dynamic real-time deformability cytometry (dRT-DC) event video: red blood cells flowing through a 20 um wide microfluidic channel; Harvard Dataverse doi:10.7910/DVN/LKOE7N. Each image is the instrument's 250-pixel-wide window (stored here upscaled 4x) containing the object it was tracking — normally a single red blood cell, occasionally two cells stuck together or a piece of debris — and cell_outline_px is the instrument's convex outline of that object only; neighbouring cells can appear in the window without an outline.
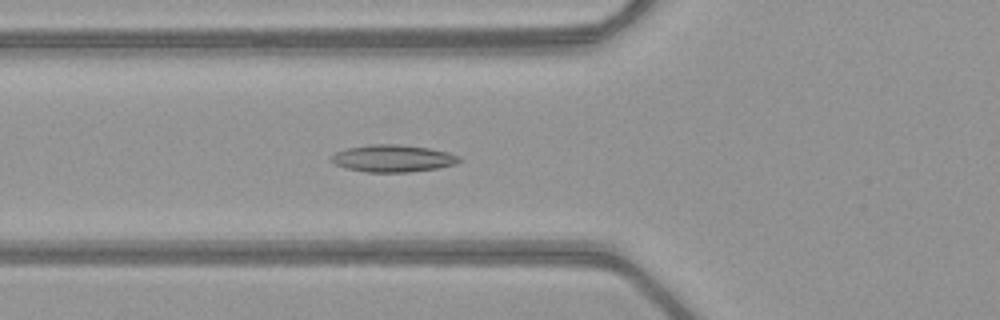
{"species": "common noctule bat (a hibernating species)", "species_latin": "Nyctalus noctula", "temperature_condition": "warm", "stored_images_in_passage": 51, "camera_frame_rate_fps": 3000, "um_per_image_px": 0.085, "animal": {"sex": "female", "body_mass_g": 21.9}, "frame": {"image": 1, "passage_image": 18, "time_ms": 5.667, "image_size_px": [1000, 320], "cell_outline_px": [[464, 160], [456, 164], [440, 168], [408, 172], [364, 172], [344, 168], [328, 160], [336, 152], [348, 148], [368, 144], [400, 144], [428, 148], [448, 152], [460, 156]], "centroid_in_image_um": [33.42, 13.47], "position_along_channel_um": 92.4, "area_um2": 20.52}}
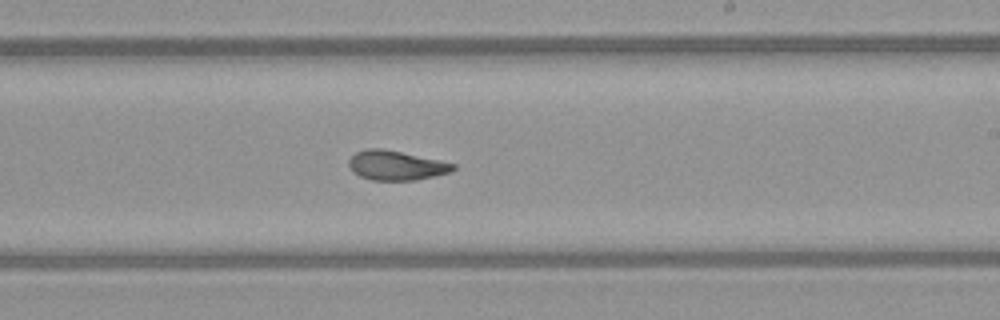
{"frame": {"image": 2, "passage_image": 30, "time_ms": 9.667, "image_size_px": [1000, 320], "cell_outline_px": [[456, 168], [452, 172], [416, 180], [372, 180], [360, 176], [352, 172], [348, 164], [348, 160], [356, 152], [364, 148], [380, 148], [440, 160], [456, 164]], "centroid_in_image_um": [33.66, 14.06], "position_along_channel_um": 255.3, "area_um2": 17.98}}
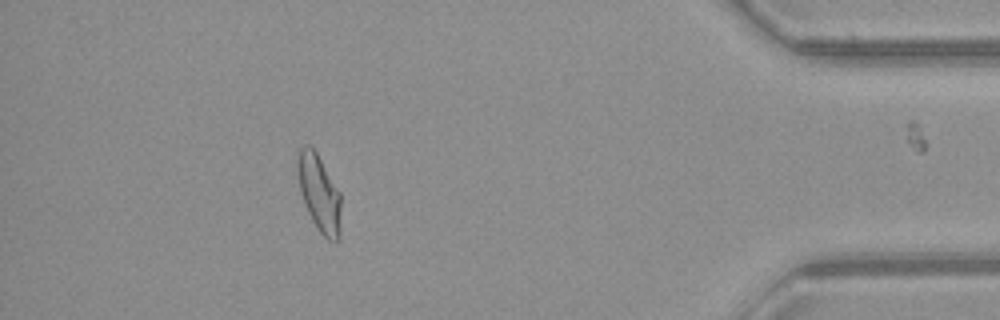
{"frame": {"image": 3, "passage_image": 45, "time_ms": 14.667, "image_size_px": [1000, 320], "cell_outline_px": [[340, 236], [336, 244], [328, 240], [316, 228], [304, 204], [300, 192], [296, 172], [296, 160], [300, 148], [304, 144], [308, 144], [316, 152], [340, 192]], "centroid_in_image_um": [27.11, 16.43], "position_along_channel_um": 408.1, "area_um2": 19.71}}